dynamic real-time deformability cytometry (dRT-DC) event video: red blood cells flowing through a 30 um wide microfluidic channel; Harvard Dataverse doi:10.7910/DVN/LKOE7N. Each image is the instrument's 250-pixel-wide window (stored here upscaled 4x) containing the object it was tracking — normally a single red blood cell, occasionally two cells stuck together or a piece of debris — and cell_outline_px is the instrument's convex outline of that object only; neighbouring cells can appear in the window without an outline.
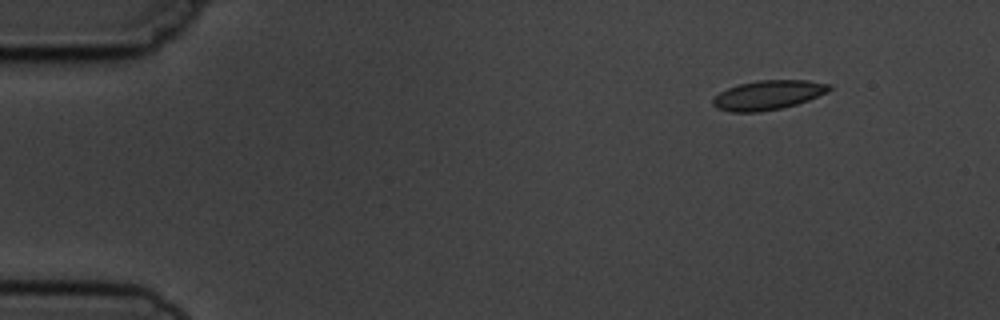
{"species": "common noctule bat (a hibernating species)", "species_latin": "Nyctalus noctula", "temperature_condition": "cold", "stored_images_in_passage": 5, "camera_frame_rate_fps": 3000, "um_per_image_px": 0.085, "animal": {"sex": "male", "body_mass_g": 19.5, "forearm_length_mm": 54.6}, "frame": {"image": 1, "passage_image": 1, "time_ms": 0.0, "image_size_px": [1000, 320], "cell_outline_px": [[832, 88], [828, 92], [808, 100], [796, 104], [780, 108], [760, 112], [732, 112], [716, 108], [712, 104], [712, 100], [720, 92], [728, 88], [740, 84], [760, 80], [808, 80], [832, 84]], "centroid_in_image_um": [65.31, 8.07], "position_along_channel_um": 19.7, "area_um2": 19.88}}